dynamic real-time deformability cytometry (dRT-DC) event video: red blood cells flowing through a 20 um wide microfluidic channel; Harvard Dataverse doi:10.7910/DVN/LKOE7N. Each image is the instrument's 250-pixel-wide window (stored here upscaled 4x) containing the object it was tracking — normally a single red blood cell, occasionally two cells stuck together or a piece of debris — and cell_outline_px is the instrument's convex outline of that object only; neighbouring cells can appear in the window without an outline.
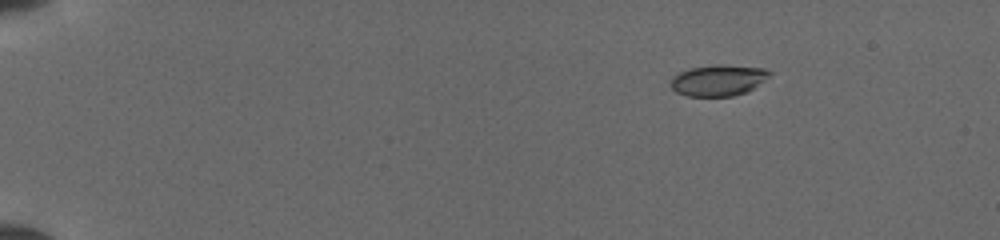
{"species": "common noctule bat (a hibernating species)", "species_latin": "Nyctalus noctula", "temperature_condition": "cold", "stored_images_in_passage": 44, "camera_frame_rate_fps": 3000, "um_per_image_px": 0.085, "animal": {"sex": "female", "body_mass_g": 19.5, "forearm_length_mm": 54.1}, "frame": {"image": 1, "passage_image": 1, "time_ms": 0.0, "image_size_px": [1000, 240], "cell_outline_px": [[772, 72], [768, 76], [748, 92], [732, 96], [688, 96], [676, 92], [672, 88], [672, 76], [688, 68], [716, 64], [724, 64], [764, 68]], "centroid_in_image_um": [61.04, 6.81], "position_along_channel_um": 24.0, "area_um2": 17.92}}
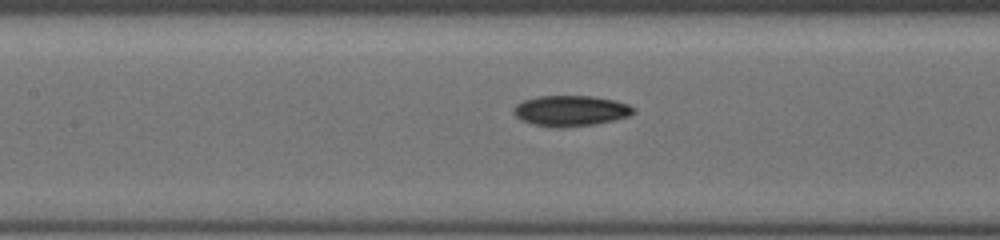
{"frame": {"image": 2, "passage_image": 19, "time_ms": 6.0, "image_size_px": [1000, 240], "cell_outline_px": [[636, 112], [628, 116], [596, 124], [564, 128], [556, 128], [532, 124], [520, 120], [512, 112], [512, 108], [516, 104], [524, 100], [536, 96], [592, 96], [612, 100], [628, 104], [636, 108]], "centroid_in_image_um": [48.47, 9.42], "position_along_channel_um": 158.9, "area_um2": 21.62}}
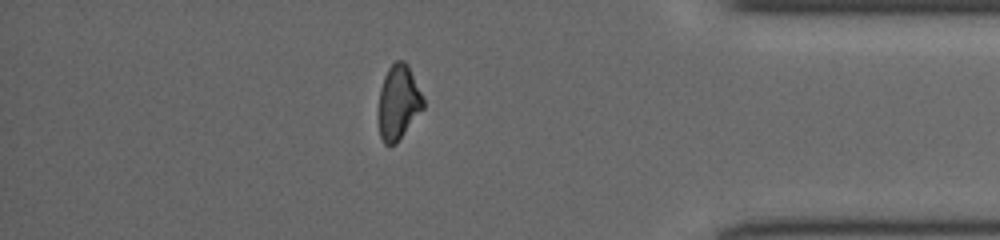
{"frame": {"image": 3, "passage_image": 38, "time_ms": 12.333, "image_size_px": [1000, 240], "cell_outline_px": [[424, 108], [396, 144], [384, 144], [380, 136], [380, 88], [384, 76], [388, 68], [396, 60], [404, 60], [408, 64], [424, 100]], "centroid_in_image_um": [33.89, 8.68], "position_along_channel_um": 401.3, "area_um2": 19.13}}